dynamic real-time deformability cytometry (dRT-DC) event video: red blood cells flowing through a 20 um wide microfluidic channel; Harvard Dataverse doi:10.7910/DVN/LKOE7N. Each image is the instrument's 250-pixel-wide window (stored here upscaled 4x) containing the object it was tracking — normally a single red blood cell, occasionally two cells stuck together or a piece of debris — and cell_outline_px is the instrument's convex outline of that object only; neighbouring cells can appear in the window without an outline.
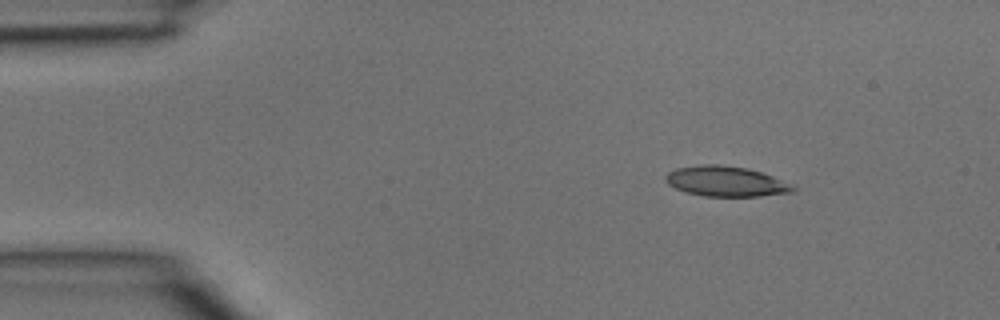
{"species": "common noctule bat (a hibernating species)", "species_latin": "Nyctalus noctula", "temperature_condition": "room temperature", "stored_images_in_passage": 2, "camera_frame_rate_fps": 3000, "um_per_image_px": 0.085, "animal": {"sex": "male", "body_mass_g": 15.6}, "frame": {"image": 1, "passage_image": 1, "time_ms": 0.0, "image_size_px": [1000, 320], "cell_outline_px": [[796, 192], [760, 196], [704, 196], [688, 192], [676, 188], [668, 184], [664, 180], [664, 176], [668, 172], [676, 168], [700, 164], [720, 164], [748, 168], [772, 176], [796, 188]], "centroid_in_image_um": [61.67, 15.41], "position_along_channel_um": 23.3, "area_um2": 22.37}}